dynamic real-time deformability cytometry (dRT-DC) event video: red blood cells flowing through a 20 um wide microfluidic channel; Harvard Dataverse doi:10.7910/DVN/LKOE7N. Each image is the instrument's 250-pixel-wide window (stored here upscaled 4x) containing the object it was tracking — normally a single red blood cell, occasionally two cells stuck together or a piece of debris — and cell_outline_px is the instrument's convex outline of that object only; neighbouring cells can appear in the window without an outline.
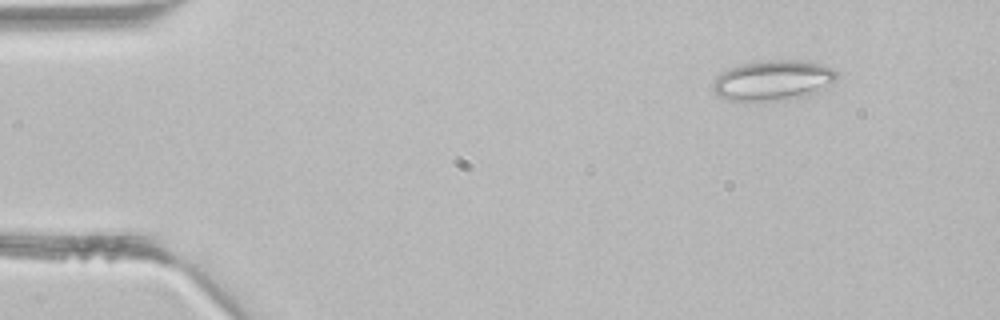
{"species": "common noctule bat (a hibernating species)", "species_latin": "Nyctalus noctula", "temperature_condition": "room temperature", "stored_images_in_passage": 3, "camera_frame_rate_fps": 3000, "um_per_image_px": 0.085, "animal": {"sex": "male", "body_mass_g": 21.5, "forearm_length_mm": 52.0}, "frame": {"image": 1, "passage_image": 3, "time_ms": 0.667, "image_size_px": [1000, 320], "cell_outline_px": [[836, 80], [832, 84], [808, 96], [780, 100], [728, 100], [716, 96], [712, 88], [712, 84], [716, 76], [740, 64], [768, 60], [808, 60], [832, 68], [836, 72]], "centroid_in_image_um": [65.72, 6.83], "position_along_channel_um": 19.3, "area_um2": 29.07}}